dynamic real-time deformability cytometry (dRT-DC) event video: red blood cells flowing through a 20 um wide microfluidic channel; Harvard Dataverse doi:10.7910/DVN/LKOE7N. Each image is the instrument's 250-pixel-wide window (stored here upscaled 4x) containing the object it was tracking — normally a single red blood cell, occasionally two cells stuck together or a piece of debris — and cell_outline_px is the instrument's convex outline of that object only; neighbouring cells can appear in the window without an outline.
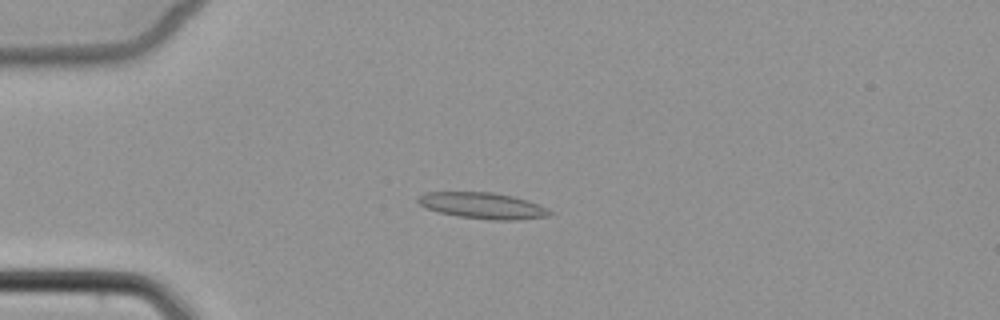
{"species": "common noctule bat (a hibernating species)", "species_latin": "Nyctalus noctula", "temperature_condition": "cold", "stored_images_in_passage": 6, "camera_frame_rate_fps": 3000, "um_per_image_px": 0.085, "animal": {"sex": "female", "body_mass_g": 22.7, "forearm_length_mm": 54.2}, "frame": {"image": 1, "passage_image": 4, "time_ms": 4.0, "image_size_px": [1000, 320], "cell_outline_px": [[552, 212], [548, 216], [516, 220], [488, 220], [456, 216], [424, 208], [416, 200], [416, 196], [428, 192], [492, 192], [512, 196], [528, 200], [548, 208]], "centroid_in_image_um": [41.0, 17.48], "position_along_channel_um": 44.0, "area_um2": 20.23}}
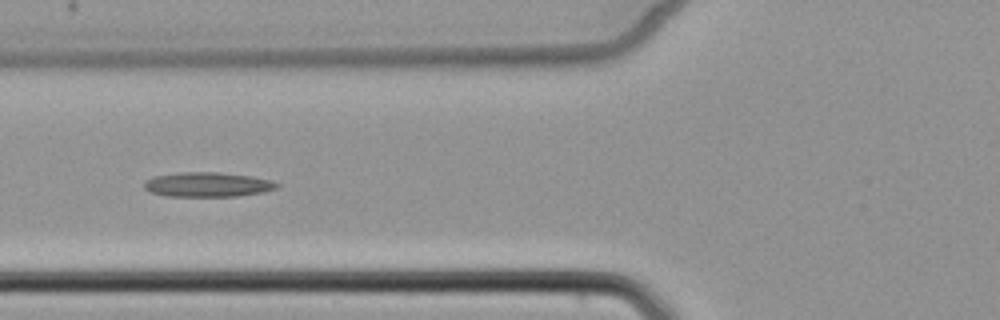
{"frame": {"image": 2, "passage_image": 6, "time_ms": 6.333, "image_size_px": [1000, 320], "cell_outline_px": [[280, 184], [276, 188], [264, 192], [236, 196], [164, 196], [148, 192], [144, 188], [144, 180], [152, 176], [180, 172], [220, 172], [248, 176], [272, 180]], "centroid_in_image_um": [17.58, 15.68], "position_along_channel_um": 108.2, "area_um2": 19.19}}